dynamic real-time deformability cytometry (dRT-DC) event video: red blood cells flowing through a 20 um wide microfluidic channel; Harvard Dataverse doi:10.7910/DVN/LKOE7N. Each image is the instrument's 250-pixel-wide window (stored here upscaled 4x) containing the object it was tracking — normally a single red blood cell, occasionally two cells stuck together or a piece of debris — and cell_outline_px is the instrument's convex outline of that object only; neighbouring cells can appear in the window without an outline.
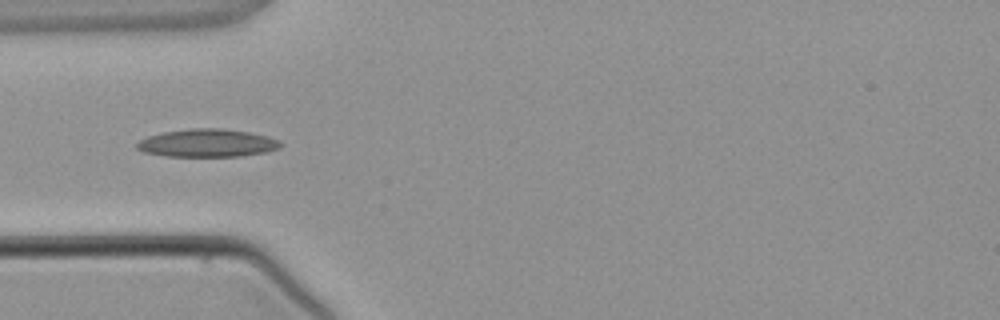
{"species": "common noctule bat (a hibernating species)", "species_latin": "Nyctalus noctula", "temperature_condition": "warm", "stored_images_in_passage": 4, "camera_frame_rate_fps": 3000, "um_per_image_px": 0.085, "animal": {"sex": "male", "body_mass_g": 21.5, "forearm_length_mm": 52.0}, "frame": {"image": 1, "passage_image": 3, "time_ms": 2.333, "image_size_px": [1000, 320], "cell_outline_px": [[284, 144], [280, 148], [268, 152], [240, 156], [164, 156], [144, 152], [136, 148], [136, 144], [140, 140], [148, 136], [164, 132], [192, 128], [220, 128], [248, 132], [268, 136], [280, 140]], "centroid_in_image_um": [17.66, 12.16], "position_along_channel_um": 67.3, "area_um2": 23.47}}
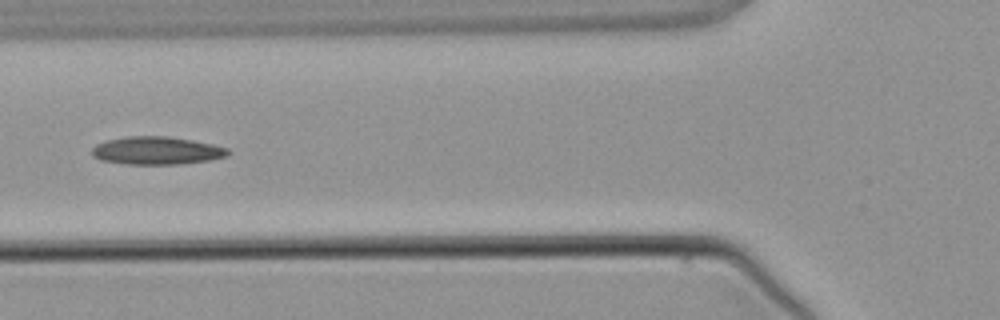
{"frame": {"image": 2, "passage_image": 4, "time_ms": 3.333, "image_size_px": [1000, 320], "cell_outline_px": [[228, 156], [208, 160], [180, 164], [128, 164], [100, 160], [92, 156], [92, 148], [96, 144], [104, 140], [124, 136], [168, 136], [192, 140], [212, 144], [228, 148]], "centroid_in_image_um": [13.27, 12.79], "position_along_channel_um": 112.5, "area_um2": 22.2}}